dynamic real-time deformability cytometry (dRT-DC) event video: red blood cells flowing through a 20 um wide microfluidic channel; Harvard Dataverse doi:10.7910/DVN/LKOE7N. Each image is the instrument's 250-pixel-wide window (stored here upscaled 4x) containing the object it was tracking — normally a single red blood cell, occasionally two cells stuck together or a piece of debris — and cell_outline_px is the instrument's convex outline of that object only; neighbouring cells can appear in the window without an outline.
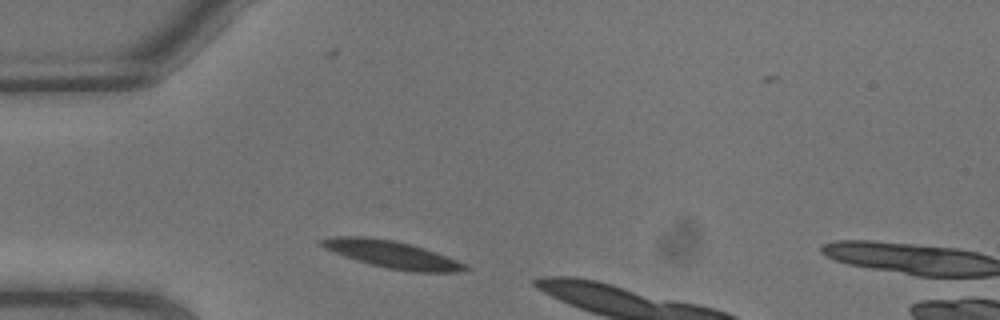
{"species": "common noctule bat (a hibernating species)", "species_latin": "Nyctalus noctula", "temperature_condition": "warm", "stored_images_in_passage": 4, "camera_frame_rate_fps": 3000, "um_per_image_px": 0.085, "animal": {"sex": "male", "body_mass_g": 13.3}, "frame": {"image": 1, "passage_image": 2, "time_ms": 0.333, "image_size_px": [1000, 320], "cell_outline_px": [[472, 268], [456, 272], [412, 272], [388, 268], [356, 260], [344, 256], [324, 248], [316, 240], [328, 236], [368, 236], [396, 240], [412, 244], [436, 252], [456, 260]], "centroid_in_image_um": [33.27, 21.6], "position_along_channel_um": 51.7, "area_um2": 22.95}}